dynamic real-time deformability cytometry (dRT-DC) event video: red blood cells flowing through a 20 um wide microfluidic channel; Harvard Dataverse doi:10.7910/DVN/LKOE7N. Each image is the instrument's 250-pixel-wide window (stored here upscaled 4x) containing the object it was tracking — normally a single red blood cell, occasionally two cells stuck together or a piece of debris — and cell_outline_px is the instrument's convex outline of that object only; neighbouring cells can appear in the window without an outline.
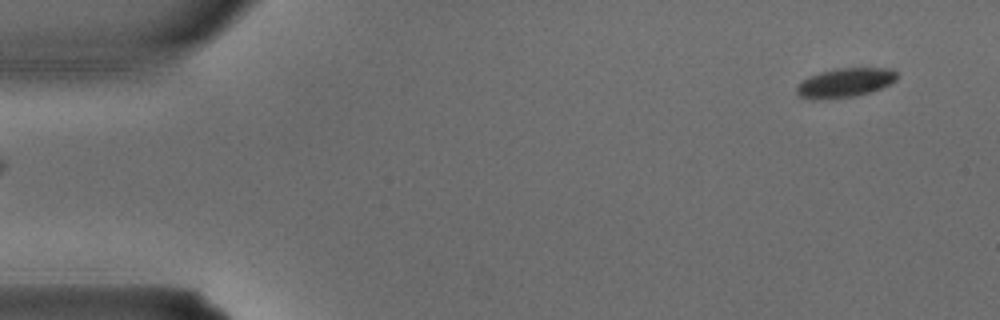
{"species": "common noctule bat (a hibernating species)", "species_latin": "Nyctalus noctula", "temperature_condition": "warm", "stored_images_in_passage": 4, "segment_of_instrument_passage": [2, 2], "camera_frame_rate_fps": 3000, "um_per_image_px": 0.085, "animal": {"sex": "male", "body_mass_g": 15.6}, "frame": {"image": 1, "passage_image": 4, "time_ms": 1.0, "image_size_px": [1000, 320], "cell_outline_px": [[896, 80], [892, 84], [856, 96], [812, 100], [800, 96], [796, 92], [796, 88], [808, 76], [820, 72], [836, 68], [892, 68], [896, 72]], "centroid_in_image_um": [71.83, 7.02], "position_along_channel_um": 13.2, "area_um2": 16.99}}